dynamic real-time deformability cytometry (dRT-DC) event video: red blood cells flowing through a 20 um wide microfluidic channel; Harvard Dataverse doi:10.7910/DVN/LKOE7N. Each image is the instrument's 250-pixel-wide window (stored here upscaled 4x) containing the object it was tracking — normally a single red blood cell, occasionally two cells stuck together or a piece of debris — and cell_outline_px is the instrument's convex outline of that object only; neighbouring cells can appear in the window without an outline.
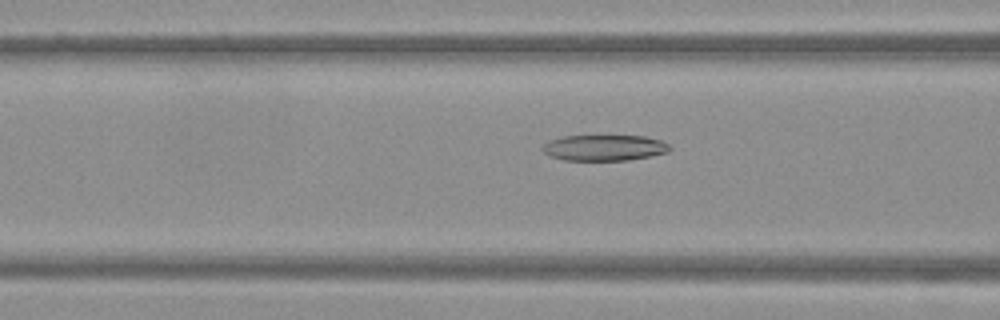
{"species": "Egyptian fruit bat (a non-hibernating species)", "species_latin": "Rousettus aegyptiacus", "temperature_condition": "warm", "stored_images_in_passage": 29, "camera_frame_rate_fps": 3000, "um_per_image_px": 0.085, "frame": {"image": 1, "passage_image": 14, "time_ms": 4.333, "image_size_px": [1000, 320], "cell_outline_px": [[672, 148], [668, 152], [652, 156], [628, 160], [564, 160], [552, 156], [544, 152], [540, 148], [548, 140], [564, 136], [644, 136], [660, 140], [668, 144]], "centroid_in_image_um": [51.37, 12.56], "position_along_channel_um": 115.2, "area_um2": 19.19}}
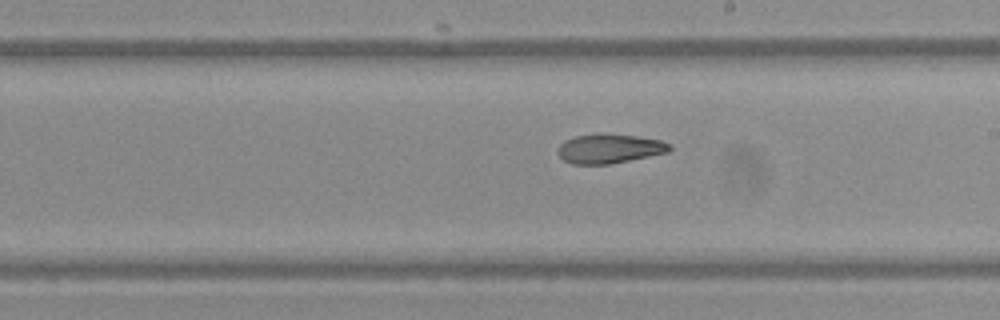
{"frame": {"image": 2, "passage_image": 23, "time_ms": 7.333, "image_size_px": [1000, 320], "cell_outline_px": [[672, 148], [668, 152], [608, 164], [572, 164], [564, 160], [556, 152], [560, 144], [564, 140], [576, 136], [636, 136], [660, 140], [672, 144]], "centroid_in_image_um": [51.8, 12.67], "position_along_channel_um": 237.2, "area_um2": 18.32}}
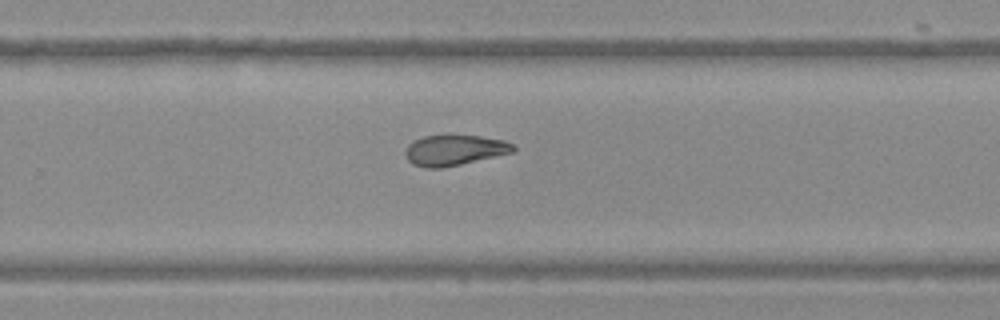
{"frame": {"image": 3, "passage_image": 27, "time_ms": 8.667, "image_size_px": [1000, 320], "cell_outline_px": [[516, 148], [512, 152], [460, 164], [440, 168], [424, 168], [412, 164], [408, 160], [404, 152], [408, 144], [412, 140], [424, 136], [448, 132], [480, 136], [504, 140], [512, 144]], "centroid_in_image_um": [38.56, 12.71], "position_along_channel_um": 291.2, "area_um2": 19.77}}